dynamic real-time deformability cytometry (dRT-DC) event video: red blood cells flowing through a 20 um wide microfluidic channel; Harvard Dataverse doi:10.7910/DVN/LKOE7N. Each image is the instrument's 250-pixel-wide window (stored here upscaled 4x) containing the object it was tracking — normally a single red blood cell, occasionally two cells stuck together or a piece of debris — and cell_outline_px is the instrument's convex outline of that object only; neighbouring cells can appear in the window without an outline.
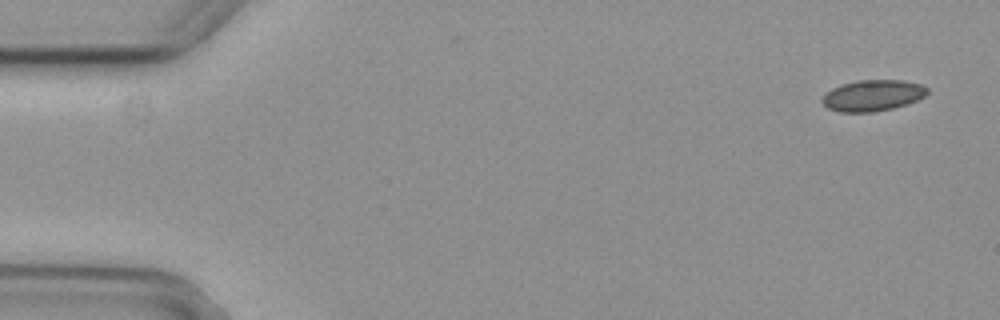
{"species": "common noctule bat (a hibernating species)", "species_latin": "Nyctalus noctula", "temperature_condition": "cold", "stored_images_in_passage": 4, "camera_frame_rate_fps": 3000, "um_per_image_px": 0.085, "animal": {"sex": "female", "body_mass_g": 29.2, "forearm_length_mm": 56.3}, "frame": {"image": 1, "passage_image": 1, "time_ms": 0.0, "image_size_px": [1000, 320], "cell_outline_px": [[928, 92], [924, 96], [908, 104], [892, 108], [872, 112], [840, 112], [828, 108], [820, 100], [832, 88], [840, 84], [856, 80], [904, 80], [920, 84], [928, 88]], "centroid_in_image_um": [74.18, 8.11], "position_along_channel_um": 10.8, "area_um2": 19.07}}